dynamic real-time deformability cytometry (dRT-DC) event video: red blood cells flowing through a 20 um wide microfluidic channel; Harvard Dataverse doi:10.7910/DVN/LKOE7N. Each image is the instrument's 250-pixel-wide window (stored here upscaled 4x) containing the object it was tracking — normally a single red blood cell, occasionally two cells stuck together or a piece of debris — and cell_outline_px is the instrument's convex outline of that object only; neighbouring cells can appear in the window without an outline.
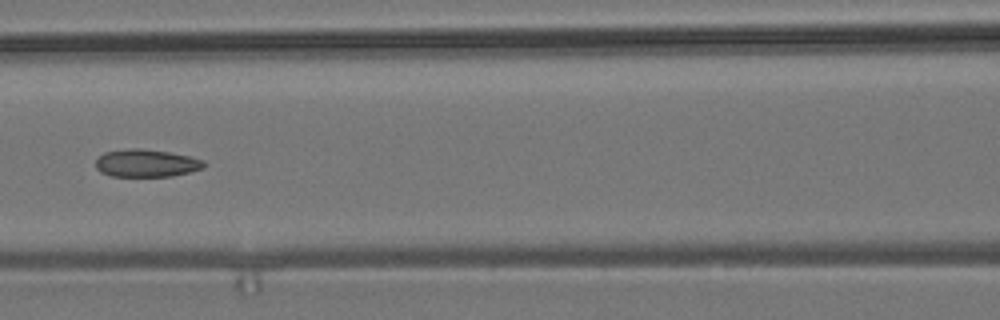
{"species": "common noctule bat (a hibernating species)", "species_latin": "Nyctalus noctula", "temperature_condition": "room temperature", "stored_images_in_passage": 10, "camera_frame_rate_fps": 3000, "um_per_image_px": 0.085, "animal": {"sex": "male", "body_mass_g": 19.2, "forearm_length_mm": 51.8}, "frame": {"image": 1, "passage_image": 6, "time_ms": 7.0, "image_size_px": [1000, 320], "cell_outline_px": [[208, 164], [204, 168], [172, 176], [112, 176], [100, 172], [96, 168], [96, 160], [104, 152], [132, 148], [140, 148], [168, 152], [188, 156], [204, 160]], "centroid_in_image_um": [12.45, 13.87], "position_along_channel_um": 154.1, "area_um2": 17.4}}
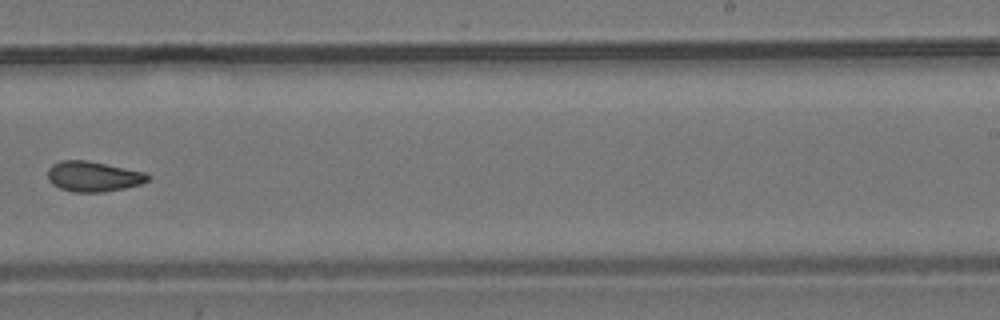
{"frame": {"image": 2, "passage_image": 9, "time_ms": 10.333, "image_size_px": [1000, 320], "cell_outline_px": [[152, 176], [148, 180], [140, 184], [124, 188], [104, 192], [72, 192], [60, 188], [52, 184], [48, 180], [48, 168], [52, 164], [60, 160], [88, 160], [148, 172]], "centroid_in_image_um": [7.95, 14.99], "position_along_channel_um": 281.1, "area_um2": 17.98}}
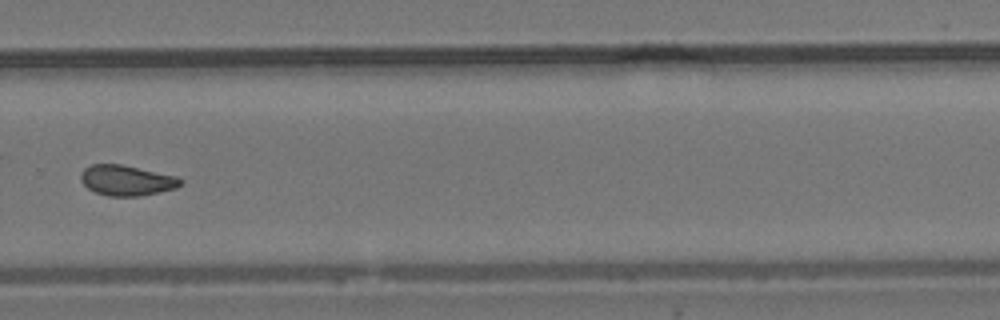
{"frame": {"image": 3, "passage_image": 10, "time_ms": 11.333, "image_size_px": [1000, 320], "cell_outline_px": [[184, 184], [176, 188], [160, 192], [140, 196], [108, 196], [96, 192], [88, 188], [80, 180], [80, 172], [84, 168], [92, 164], [120, 164], [176, 176], [184, 180]], "centroid_in_image_um": [10.77, 15.33], "position_along_channel_um": 319.0, "area_um2": 17.74}}